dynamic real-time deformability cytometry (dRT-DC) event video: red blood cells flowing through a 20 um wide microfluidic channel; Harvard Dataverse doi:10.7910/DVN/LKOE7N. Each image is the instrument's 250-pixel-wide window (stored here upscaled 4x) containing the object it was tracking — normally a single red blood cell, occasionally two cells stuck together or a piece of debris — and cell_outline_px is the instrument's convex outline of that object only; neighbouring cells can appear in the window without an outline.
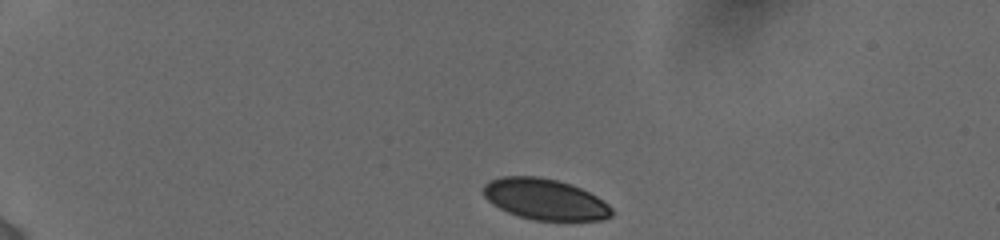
{"species": "human", "species_latin": "Homo sapiens", "temperature_condition": "cold", "stored_images_in_passage": 42, "camera_frame_rate_fps": 3000, "um_per_image_px": 0.085, "donor": {"sex": "female"}, "frame": {"image": 1, "passage_image": 1, "time_ms": 0.0, "image_size_px": [1000, 240], "cell_outline_px": [[612, 216], [604, 220], [532, 220], [508, 212], [492, 204], [484, 196], [484, 184], [488, 180], [500, 176], [540, 176], [556, 180], [580, 188], [596, 196], [608, 204], [612, 208]], "centroid_in_image_um": [46.3, 16.93], "position_along_channel_um": 38.7, "area_um2": 30.58}}
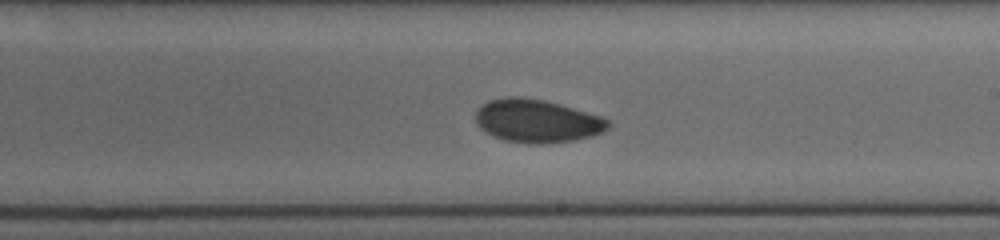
{"frame": {"image": 2, "passage_image": 22, "time_ms": 7.333, "image_size_px": [1000, 240], "cell_outline_px": [[612, 124], [604, 132], [592, 136], [572, 140], [540, 144], [532, 144], [504, 140], [492, 136], [484, 132], [476, 124], [476, 112], [488, 100], [504, 96], [520, 96], [544, 100], [560, 104], [600, 116], [608, 120]], "centroid_in_image_um": [45.63, 10.28], "position_along_channel_um": 243.4, "area_um2": 33.41}}
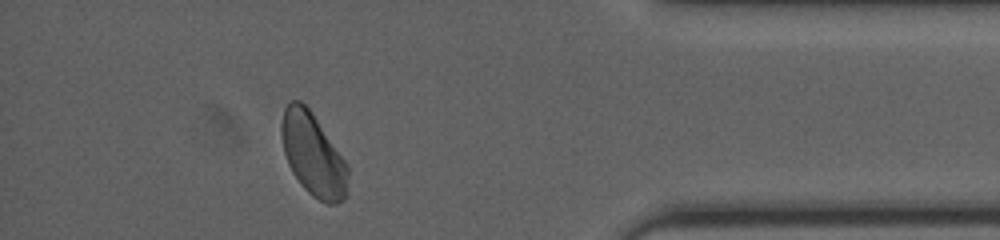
{"frame": {"image": 3, "passage_image": 37, "time_ms": 12.333, "image_size_px": [1000, 240], "cell_outline_px": [[348, 176], [344, 200], [336, 204], [328, 204], [312, 196], [300, 184], [292, 172], [288, 164], [284, 152], [280, 132], [280, 124], [284, 108], [292, 100], [300, 100], [312, 112], [344, 160], [348, 168]], "centroid_in_image_um": [26.58, 13.14], "position_along_channel_um": 408.6, "area_um2": 31.79}, "authors_computed_cell_mechanics": {"area_um2": 32.368, "velocity_mm_per_s": 3.8474, "shape_relaxation_time_tau1_ms": null, "shape_relaxation_time_tau2_ms": 2.3011, "deformation_change_tau1": null, "deformation_change_tau2": 0.0581}}